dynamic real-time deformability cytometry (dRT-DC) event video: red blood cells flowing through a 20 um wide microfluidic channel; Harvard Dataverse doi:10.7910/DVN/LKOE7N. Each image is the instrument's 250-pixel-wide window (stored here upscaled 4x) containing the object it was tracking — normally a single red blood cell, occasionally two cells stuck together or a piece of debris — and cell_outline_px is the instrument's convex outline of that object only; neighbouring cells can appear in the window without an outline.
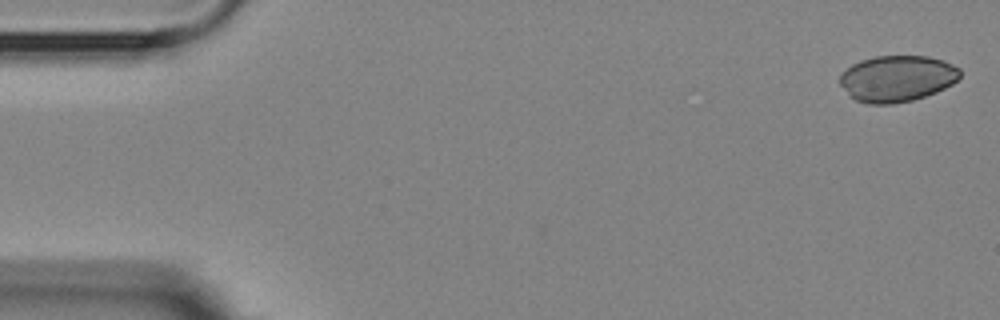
{"species": "Egyptian fruit bat (a non-hibernating species)", "species_latin": "Rousettus aegyptiacus", "temperature_condition": "room temperature", "stored_images_in_passage": 4, "camera_frame_rate_fps": 3000, "um_per_image_px": 0.085, "animal": {"sex": "female"}, "frame": {"image": 1, "passage_image": 1, "time_ms": 0.0, "image_size_px": [1000, 320], "cell_outline_px": [[960, 76], [952, 84], [936, 92], [912, 100], [892, 104], [868, 104], [856, 100], [848, 96], [840, 84], [840, 72], [852, 64], [860, 60], [876, 56], [928, 56], [944, 60], [960, 68]], "centroid_in_image_um": [76.22, 6.67], "position_along_channel_um": 8.8, "area_um2": 32.6}}